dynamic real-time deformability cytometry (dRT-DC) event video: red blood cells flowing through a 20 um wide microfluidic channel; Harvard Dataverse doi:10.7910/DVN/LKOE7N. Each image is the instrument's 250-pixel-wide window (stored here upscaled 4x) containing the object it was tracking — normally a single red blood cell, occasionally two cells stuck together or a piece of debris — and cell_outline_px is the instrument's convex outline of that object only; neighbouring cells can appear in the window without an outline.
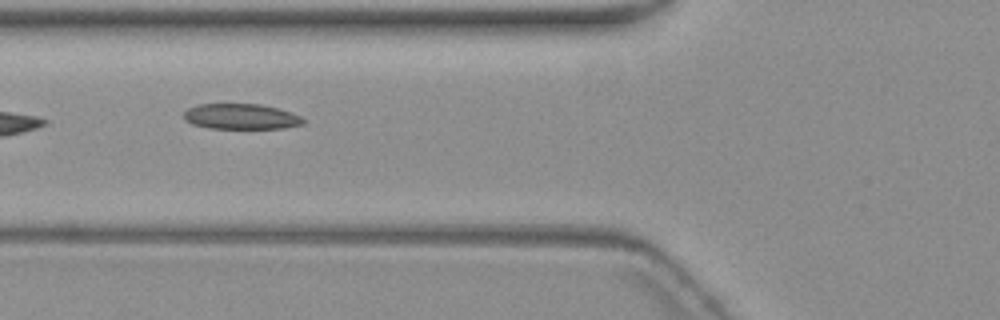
{"species": "common noctule bat (a hibernating species)", "species_latin": "Nyctalus noctula", "temperature_condition": "warm", "stored_images_in_passage": 5, "camera_frame_rate_fps": 3000, "um_per_image_px": 0.085, "animal": {"sex": "female", "body_mass_g": 19.3, "forearm_length_mm": 54.1}, "frame": {"image": 1, "passage_image": 2, "time_ms": 1.0, "image_size_px": [1000, 320], "cell_outline_px": [[304, 124], [284, 128], [212, 128], [192, 124], [184, 116], [184, 112], [188, 108], [196, 104], [260, 104], [276, 108], [300, 116], [304, 120]], "centroid_in_image_um": [20.48, 9.9], "position_along_channel_um": 105.3, "area_um2": 17.46}}
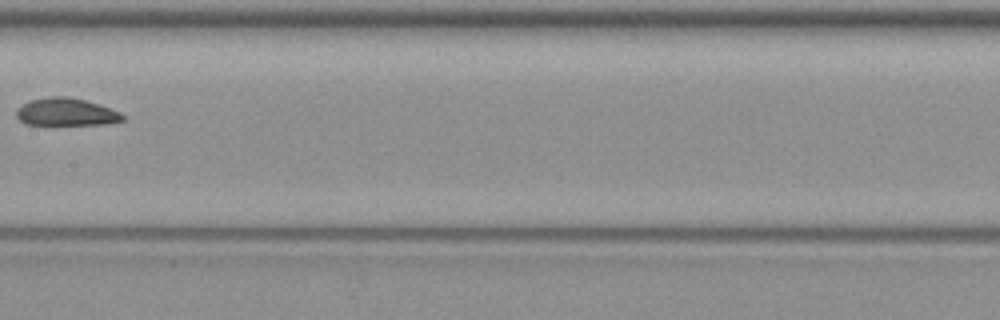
{"frame": {"image": 2, "passage_image": 4, "time_ms": 3.667, "image_size_px": [1000, 320], "cell_outline_px": [[124, 120], [104, 124], [24, 124], [16, 116], [16, 112], [24, 104], [32, 100], [52, 96], [68, 96], [84, 100], [120, 112], [124, 116]], "centroid_in_image_um": [5.62, 9.52], "position_along_channel_um": 201.8, "area_um2": 16.65}}
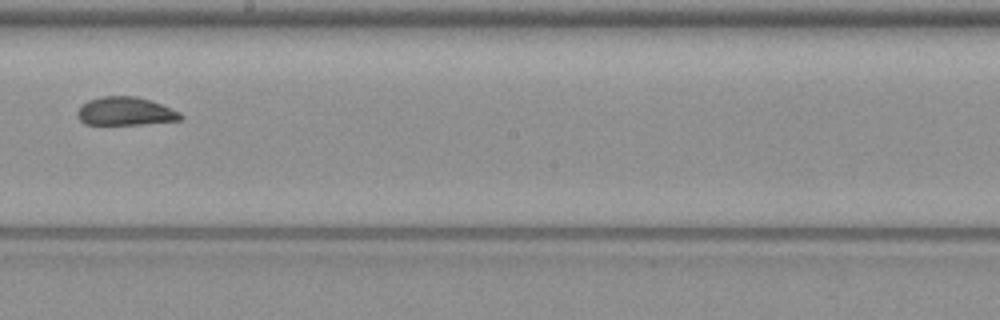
{"frame": {"image": 3, "passage_image": 5, "time_ms": 4.667, "image_size_px": [1000, 320], "cell_outline_px": [[184, 116], [180, 120], [144, 124], [84, 124], [76, 116], [76, 112], [80, 104], [88, 100], [100, 96], [136, 96], [160, 104], [180, 112]], "centroid_in_image_um": [10.6, 9.46], "position_along_channel_um": 237.6, "area_um2": 17.11}}